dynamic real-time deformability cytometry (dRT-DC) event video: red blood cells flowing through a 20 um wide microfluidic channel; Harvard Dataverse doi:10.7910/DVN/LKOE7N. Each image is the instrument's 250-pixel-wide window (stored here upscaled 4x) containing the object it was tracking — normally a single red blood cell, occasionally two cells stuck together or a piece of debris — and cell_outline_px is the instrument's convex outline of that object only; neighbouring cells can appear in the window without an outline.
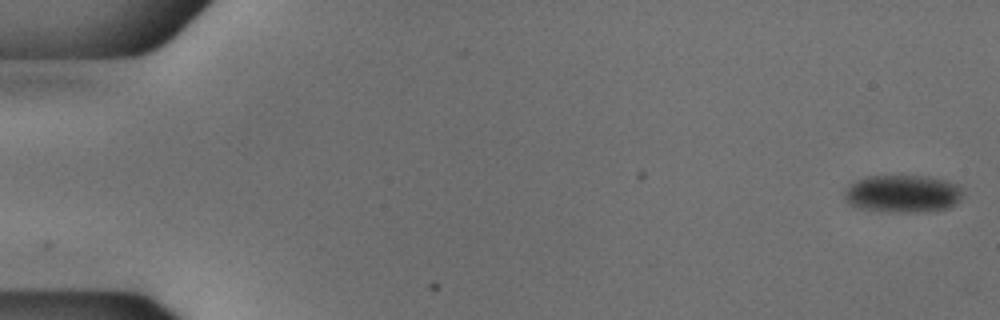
{"species": "common noctule bat (a hibernating species)", "species_latin": "Nyctalus noctula", "temperature_condition": "cold", "stored_images_in_passage": 54, "camera_frame_rate_fps": 3000, "um_per_image_px": 0.085, "animal": {"sex": "male", "body_mass_g": 18.8}, "frame": {"image": 1, "passage_image": 1, "time_ms": 0.0, "image_size_px": [1000, 320], "cell_outline_px": [[964, 196], [956, 204], [948, 208], [928, 212], [884, 212], [852, 208], [844, 200], [844, 192], [848, 184], [856, 180], [868, 176], [928, 176], [944, 180], [956, 184], [964, 192]], "centroid_in_image_um": [76.69, 16.49], "position_along_channel_um": 8.3, "area_um2": 26.65}}
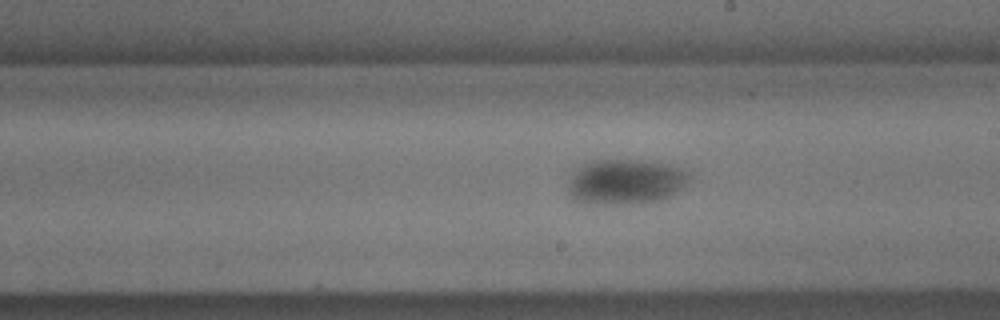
{"frame": {"image": 2, "passage_image": 31, "time_ms": 10.0, "image_size_px": [1000, 320], "cell_outline_px": [[692, 180], [668, 196], [660, 200], [640, 204], [588, 204], [572, 200], [568, 192], [568, 184], [572, 172], [584, 164], [592, 160], [640, 160], [668, 164], [692, 172]], "centroid_in_image_um": [53.16, 15.46], "position_along_channel_um": 235.8, "area_um2": 32.43}}
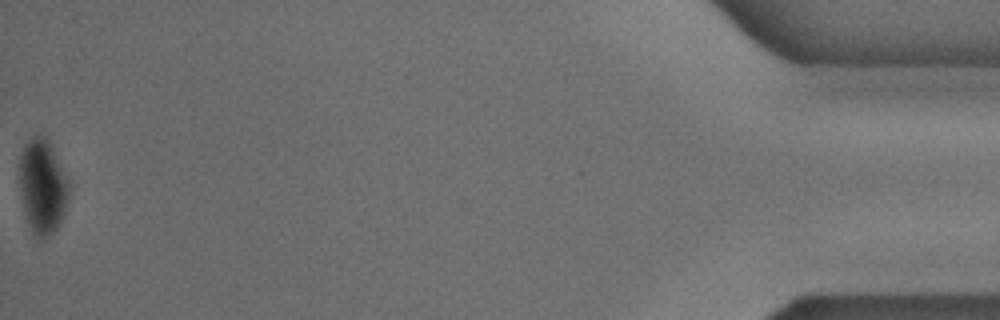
{"frame": {"image": 3, "passage_image": 54, "time_ms": 17.667, "image_size_px": [1000, 320], "cell_outline_px": [[72, 184], [68, 200], [64, 212], [56, 228], [44, 240], [40, 240], [32, 232], [28, 224], [24, 212], [20, 188], [20, 156], [24, 144], [36, 132], [48, 136]], "centroid_in_image_um": [3.65, 15.77], "position_along_channel_um": 431.6, "area_um2": 28.09}}